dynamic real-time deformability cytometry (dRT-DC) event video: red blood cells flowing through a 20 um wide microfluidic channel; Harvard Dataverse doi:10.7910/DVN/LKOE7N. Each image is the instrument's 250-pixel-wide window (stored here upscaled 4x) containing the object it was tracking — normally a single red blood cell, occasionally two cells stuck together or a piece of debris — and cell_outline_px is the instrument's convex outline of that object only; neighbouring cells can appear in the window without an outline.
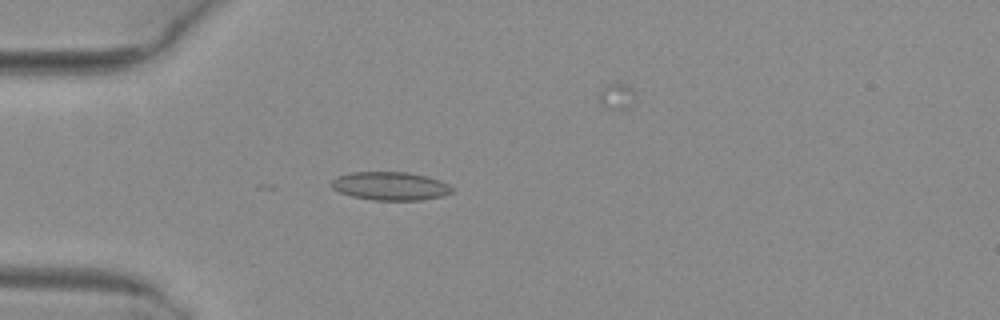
{"species": "common noctule bat (a hibernating species)", "species_latin": "Nyctalus noctula", "temperature_condition": "warm", "stored_images_in_passage": 6, "camera_frame_rate_fps": 3000, "um_per_image_px": 0.085, "animal": {"sex": "female", "body_mass_g": 29.2, "forearm_length_mm": 56.3}, "frame": {"image": 1, "passage_image": 5, "time_ms": 1.333, "image_size_px": [1000, 320], "cell_outline_px": [[452, 192], [444, 196], [420, 200], [372, 200], [352, 196], [340, 192], [332, 188], [332, 180], [336, 176], [352, 172], [408, 172], [428, 176], [440, 180], [448, 184], [452, 188]], "centroid_in_image_um": [33.19, 15.81], "position_along_channel_um": 51.8, "area_um2": 20.0}}